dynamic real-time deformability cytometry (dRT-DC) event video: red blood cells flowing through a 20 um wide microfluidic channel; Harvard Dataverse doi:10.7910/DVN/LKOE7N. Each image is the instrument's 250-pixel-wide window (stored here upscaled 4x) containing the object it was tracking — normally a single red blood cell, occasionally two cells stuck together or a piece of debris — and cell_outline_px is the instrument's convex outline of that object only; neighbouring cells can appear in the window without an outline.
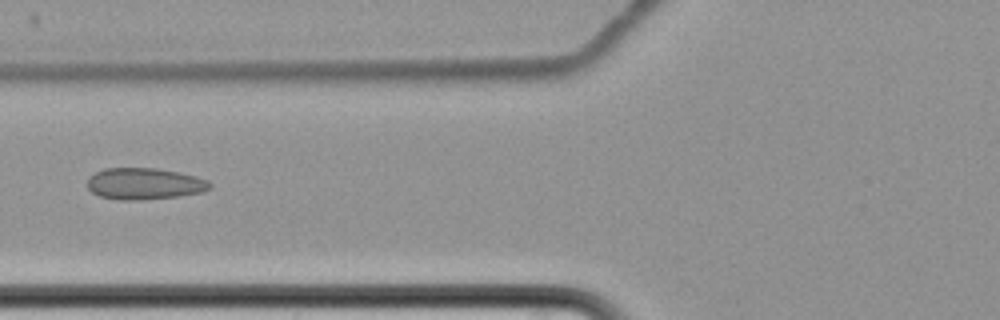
{"species": "common noctule bat (a hibernating species)", "species_latin": "Nyctalus noctula", "temperature_condition": "cold", "stored_images_in_passage": 10, "camera_frame_rate_fps": 3000, "um_per_image_px": 0.085, "animal": {"sex": "female", "body_mass_g": 22.7, "forearm_length_mm": 54.2}, "frame": {"image": 1, "passage_image": 6, "time_ms": 6.0, "image_size_px": [1000, 320], "cell_outline_px": [[212, 188], [200, 192], [176, 196], [140, 200], [116, 200], [100, 196], [92, 192], [88, 188], [88, 176], [104, 168], [156, 168], [180, 172], [196, 176], [208, 180], [212, 184]], "centroid_in_image_um": [12.27, 15.61], "position_along_channel_um": 113.5, "area_um2": 22.6}}
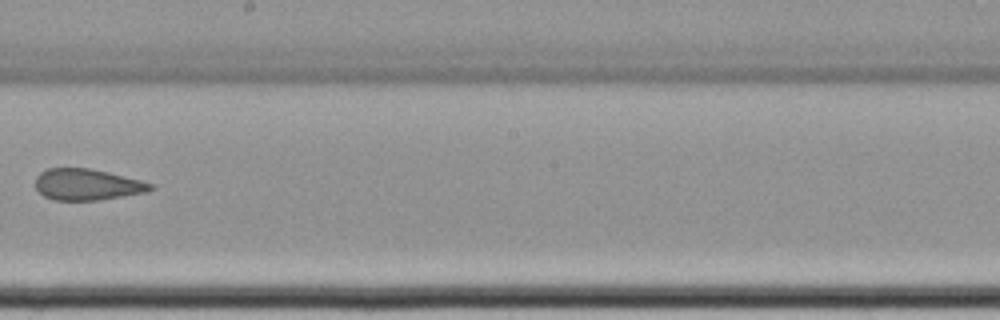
{"frame": {"image": 2, "passage_image": 9, "time_ms": 9.667, "image_size_px": [1000, 320], "cell_outline_px": [[156, 188], [148, 192], [100, 200], [52, 200], [44, 196], [36, 188], [36, 176], [40, 172], [48, 168], [88, 168], [108, 172], [140, 180], [152, 184]], "centroid_in_image_um": [7.42, 15.69], "position_along_channel_um": 240.8, "area_um2": 21.04}}
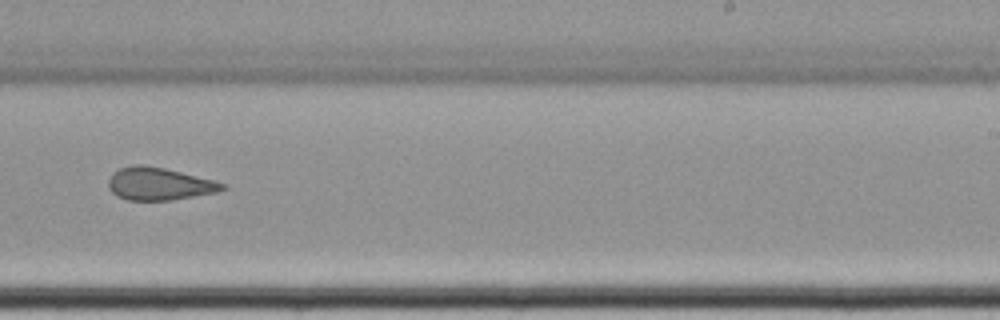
{"frame": {"image": 3, "passage_image": 10, "time_ms": 10.667, "image_size_px": [1000, 320], "cell_outline_px": [[228, 188], [216, 192], [168, 200], [128, 200], [116, 196], [108, 188], [108, 180], [112, 172], [120, 168], [132, 164], [144, 164], [164, 168], [228, 184]], "centroid_in_image_um": [13.48, 15.62], "position_along_channel_um": 275.5, "area_um2": 21.62}}